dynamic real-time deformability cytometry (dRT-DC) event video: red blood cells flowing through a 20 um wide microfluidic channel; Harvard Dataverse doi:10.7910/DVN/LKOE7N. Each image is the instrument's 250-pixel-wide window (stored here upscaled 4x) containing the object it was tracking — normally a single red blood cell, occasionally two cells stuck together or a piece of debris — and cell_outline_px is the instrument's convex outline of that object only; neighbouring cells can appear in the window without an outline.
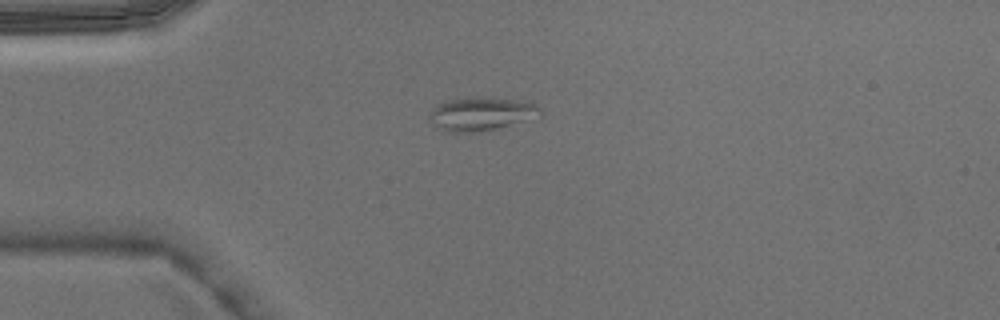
{"species": "Egyptian fruit bat (a non-hibernating species)", "species_latin": "Rousettus aegyptiacus", "temperature_condition": "warm", "stored_images_in_passage": 2, "camera_frame_rate_fps": 3000, "um_per_image_px": 0.085, "animal": {"sex": "male"}, "frame": {"image": 1, "passage_image": 2, "time_ms": 0.333, "image_size_px": [1000, 320], "cell_outline_px": [[544, 112], [540, 116], [496, 128], [472, 132], [452, 132], [436, 124], [428, 116], [428, 112], [436, 104], [444, 100], [476, 96], [516, 100], [536, 104]], "centroid_in_image_um": [40.9, 9.64], "position_along_channel_um": 44.1, "area_um2": 21.33}}